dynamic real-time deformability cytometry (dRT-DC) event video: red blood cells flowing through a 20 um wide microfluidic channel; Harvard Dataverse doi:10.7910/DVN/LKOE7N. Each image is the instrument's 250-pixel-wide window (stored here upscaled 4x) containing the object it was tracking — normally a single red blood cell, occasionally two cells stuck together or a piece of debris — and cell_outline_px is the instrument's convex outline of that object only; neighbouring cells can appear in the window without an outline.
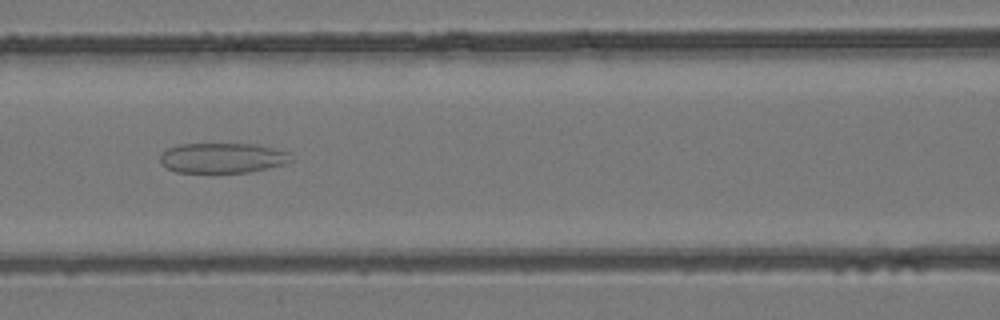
{"species": "common noctule bat (a hibernating species)", "species_latin": "Nyctalus noctula", "temperature_condition": "room temperature", "stored_images_in_passage": 43, "camera_frame_rate_fps": 3000, "um_per_image_px": 0.085, "animal": {"sex": "female", "body_mass_g": 24.6, "forearm_length_mm": 56.2}, "frame": {"image": 1, "passage_image": 18, "time_ms": 5.667, "image_size_px": [1000, 320], "cell_outline_px": [[292, 160], [284, 164], [268, 168], [248, 172], [176, 172], [160, 164], [160, 156], [168, 148], [180, 144], [256, 144], [288, 152]], "centroid_in_image_um": [18.89, 13.42], "position_along_channel_um": 147.7, "area_um2": 22.77}}
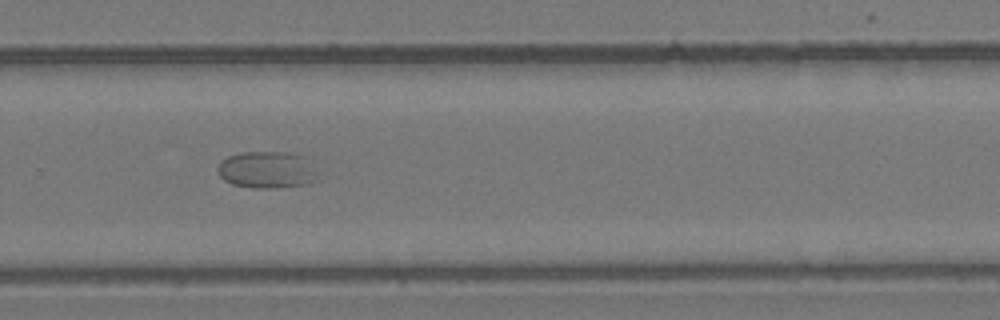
{"frame": {"image": 2, "passage_image": 29, "time_ms": 9.333, "image_size_px": [1000, 320], "cell_outline_px": [[312, 180], [304, 184], [272, 188], [252, 188], [232, 184], [224, 180], [220, 176], [216, 168], [220, 160], [228, 156], [240, 152], [292, 152], [304, 156], [312, 172]], "centroid_in_image_um": [22.53, 14.42], "position_along_channel_um": 307.3, "area_um2": 21.04}}
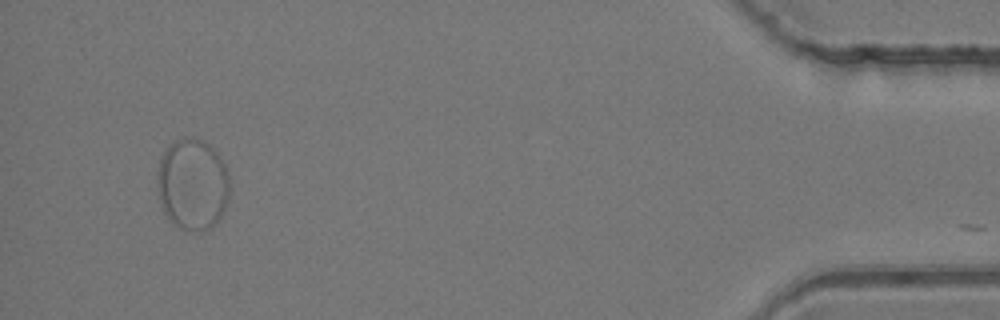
{"frame": {"image": 3, "passage_image": 42, "time_ms": 13.667, "image_size_px": [1000, 320], "cell_outline_px": [[228, 200], [220, 216], [212, 228], [204, 232], [180, 228], [172, 224], [164, 212], [160, 204], [156, 184], [160, 156], [164, 148], [168, 144], [176, 140], [188, 136], [192, 136], [204, 140], [220, 156], [228, 172]], "centroid_in_image_um": [16.33, 15.65], "position_along_channel_um": 418.9, "area_um2": 39.13}}